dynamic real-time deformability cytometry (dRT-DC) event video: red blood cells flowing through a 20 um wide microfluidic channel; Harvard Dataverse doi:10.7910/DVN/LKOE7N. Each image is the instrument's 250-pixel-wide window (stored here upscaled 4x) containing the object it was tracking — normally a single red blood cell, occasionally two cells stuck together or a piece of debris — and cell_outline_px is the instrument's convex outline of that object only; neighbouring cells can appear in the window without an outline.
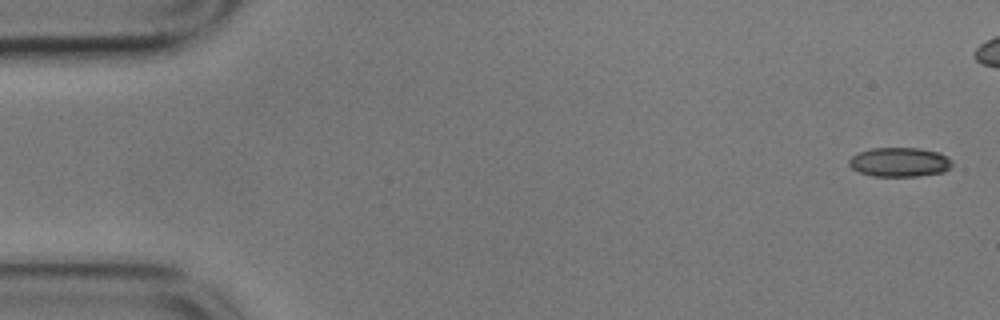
{"species": "common noctule bat (a hibernating species)", "species_latin": "Nyctalus noctula", "temperature_condition": "cold", "stored_images_in_passage": 49, "camera_frame_rate_fps": 3000, "um_per_image_px": 0.085, "animal": {"sex": "male", "body_mass_g": 17.9}, "frame": {"image": 1, "passage_image": 1, "time_ms": 0.0, "image_size_px": [1000, 320], "cell_outline_px": [[952, 164], [944, 172], [916, 176], [872, 176], [860, 172], [852, 168], [848, 164], [848, 160], [852, 156], [860, 152], [872, 148], [920, 148], [940, 152], [948, 156], [952, 160]], "centroid_in_image_um": [76.48, 13.77], "position_along_channel_um": 8.5, "area_um2": 17.63}}
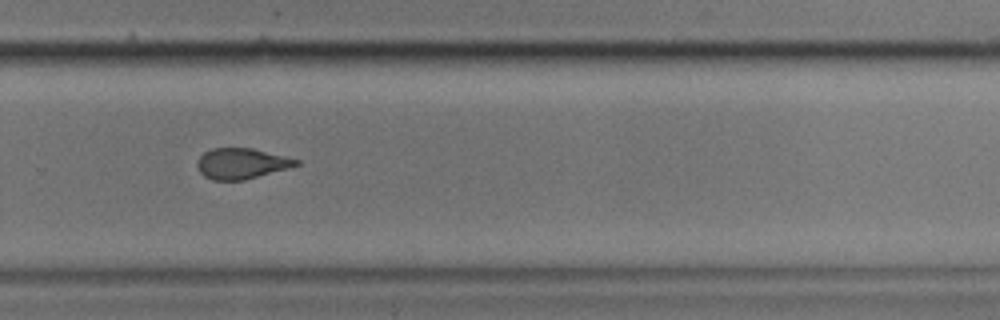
{"frame": {"image": 2, "passage_image": 37, "time_ms": 12.0, "image_size_px": [1000, 320], "cell_outline_px": [[300, 164], [288, 168], [244, 180], [212, 180], [204, 176], [200, 172], [196, 164], [196, 160], [204, 152], [212, 148], [252, 148], [300, 160]], "centroid_in_image_um": [20.49, 13.9], "position_along_channel_um": 309.3, "area_um2": 17.63}}
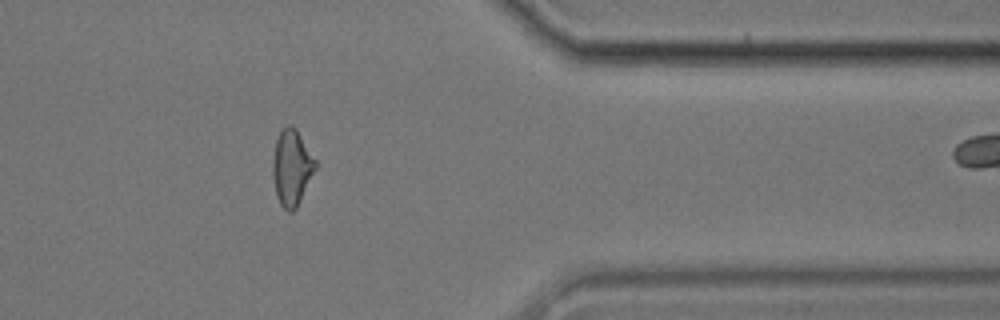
{"frame": {"image": 3, "passage_image": 45, "time_ms": 14.667, "image_size_px": [1000, 320], "cell_outline_px": [[316, 168], [296, 208], [292, 212], [288, 212], [280, 204], [276, 196], [272, 176], [272, 160], [276, 140], [280, 128], [288, 124], [292, 124], [296, 128], [316, 160]], "centroid_in_image_um": [24.77, 14.21], "position_along_channel_um": 386.6, "area_um2": 19.02}, "authors_computed_cell_mechanics": {"area_um2": 18.7272, "velocity_mm_per_s": 3.5444, "shape_relaxation_time_tau1_ms": 6.7476, "shape_relaxation_time_tau2_ms": 2.8854, "deformation_change_tau1": 0.1582, "deformation_change_tau2": 0.0907}}